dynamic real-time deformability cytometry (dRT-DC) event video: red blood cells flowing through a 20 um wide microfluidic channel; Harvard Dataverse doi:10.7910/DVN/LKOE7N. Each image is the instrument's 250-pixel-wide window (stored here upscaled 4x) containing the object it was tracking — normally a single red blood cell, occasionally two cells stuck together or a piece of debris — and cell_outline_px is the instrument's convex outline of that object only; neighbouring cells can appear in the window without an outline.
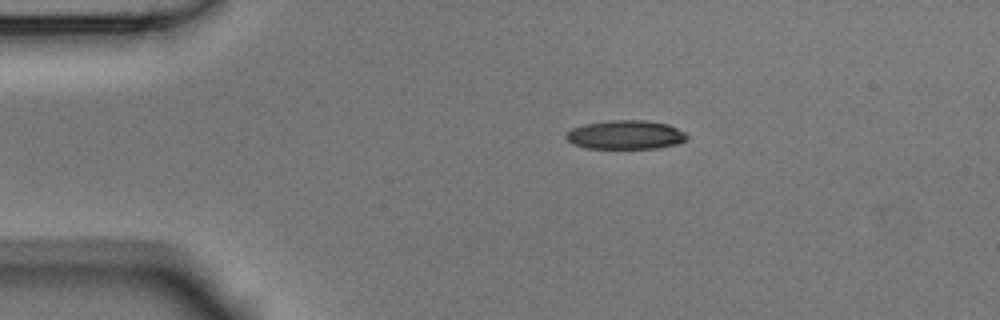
{"species": "Egyptian fruit bat (a non-hibernating species)", "species_latin": "Rousettus aegyptiacus", "temperature_condition": "room temperature", "stored_images_in_passage": 5, "camera_frame_rate_fps": 3000, "um_per_image_px": 0.085, "animal": {"sex": "male"}, "frame": {"image": 1, "passage_image": 1, "time_ms": 0.0, "image_size_px": [1000, 320], "cell_outline_px": [[688, 136], [680, 144], [656, 148], [588, 148], [572, 144], [564, 136], [572, 128], [584, 124], [608, 120], [648, 120], [668, 124], [684, 132]], "centroid_in_image_um": [53.17, 11.45], "position_along_channel_um": 31.8, "area_um2": 20.4}}
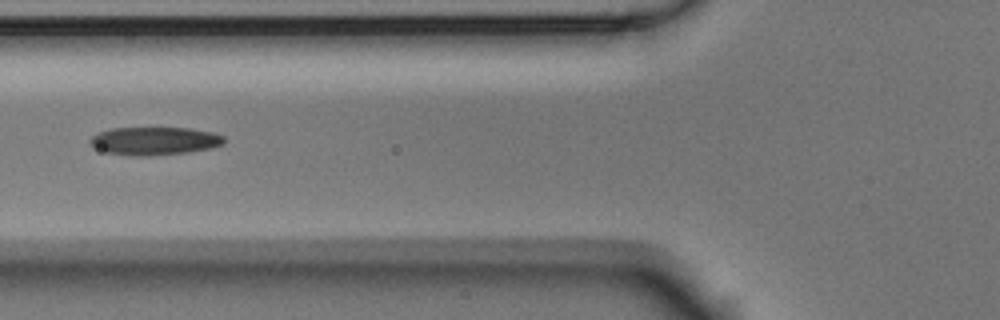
{"frame": {"image": 2, "passage_image": 3, "time_ms": 0.667, "image_size_px": [1000, 320], "cell_outline_px": [[224, 144], [212, 148], [188, 152], [148, 156], [136, 156], [108, 152], [92, 148], [88, 140], [92, 136], [100, 132], [112, 128], [192, 128], [212, 132], [224, 136]], "centroid_in_image_um": [13.14, 11.98], "position_along_channel_um": 112.7, "area_um2": 21.96}}
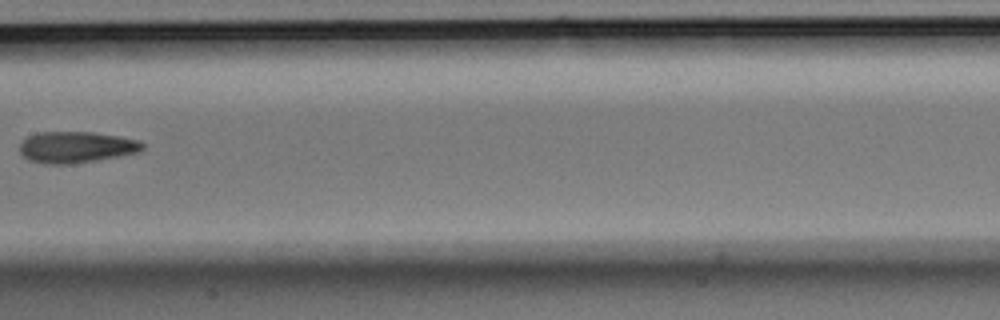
{"frame": {"image": 3, "passage_image": 5, "time_ms": 1.333, "image_size_px": [1000, 320], "cell_outline_px": [[144, 148], [140, 152], [120, 156], [96, 160], [68, 164], [44, 164], [28, 160], [20, 152], [20, 144], [28, 136], [36, 132], [92, 132], [120, 136], [140, 140], [144, 144]], "centroid_in_image_um": [6.5, 12.5], "position_along_channel_um": 200.9, "area_um2": 22.54}}